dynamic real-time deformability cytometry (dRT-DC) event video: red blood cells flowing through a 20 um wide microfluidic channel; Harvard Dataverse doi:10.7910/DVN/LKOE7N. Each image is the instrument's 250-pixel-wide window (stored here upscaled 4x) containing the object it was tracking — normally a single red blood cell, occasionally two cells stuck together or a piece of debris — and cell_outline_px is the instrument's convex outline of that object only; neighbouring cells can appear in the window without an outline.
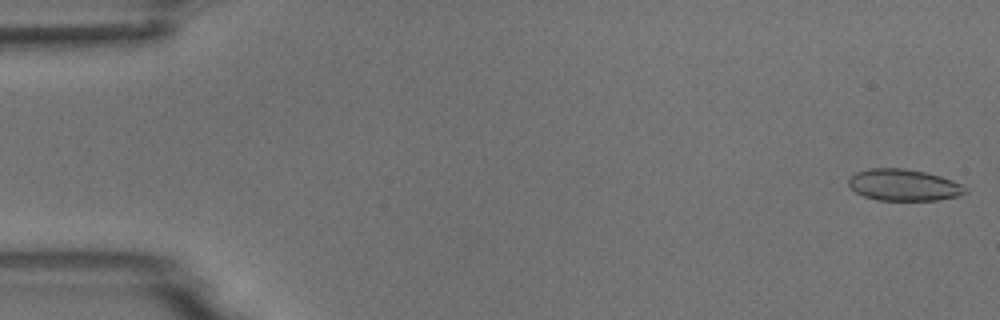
{"species": "common noctule bat (a hibernating species)", "species_latin": "Nyctalus noctula", "temperature_condition": "room temperature", "stored_images_in_passage": 5, "camera_frame_rate_fps": 3000, "um_per_image_px": 0.085, "animal": {"sex": "male", "body_mass_g": 18.8}, "frame": {"image": 1, "passage_image": 1, "time_ms": 0.0, "image_size_px": [1000, 320], "cell_outline_px": [[968, 192], [960, 196], [940, 200], [876, 200], [864, 196], [856, 192], [848, 184], [848, 180], [856, 172], [868, 168], [904, 168], [924, 172], [940, 176], [952, 180], [960, 184]], "centroid_in_image_um": [76.81, 15.73], "position_along_channel_um": 8.2, "area_um2": 21.44}}
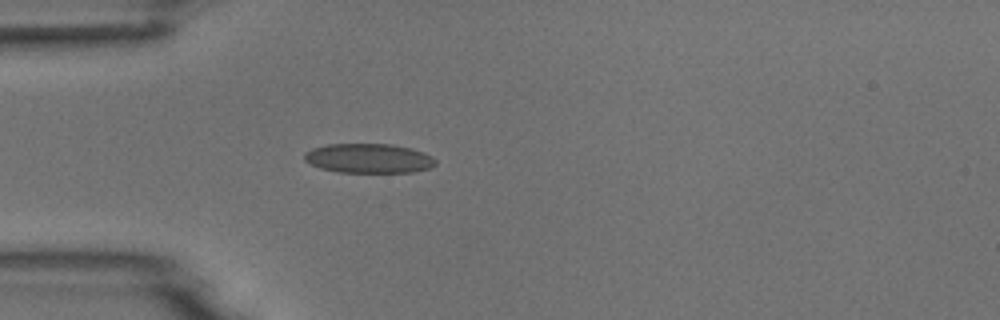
{"frame": {"image": 2, "passage_image": 5, "time_ms": 4.667, "image_size_px": [1000, 320], "cell_outline_px": [[436, 164], [432, 168], [412, 172], [336, 172], [320, 168], [304, 160], [304, 152], [312, 148], [328, 144], [392, 144], [412, 148], [424, 152], [432, 156], [436, 160]], "centroid_in_image_um": [31.36, 13.45], "position_along_channel_um": 53.6, "area_um2": 22.72}}